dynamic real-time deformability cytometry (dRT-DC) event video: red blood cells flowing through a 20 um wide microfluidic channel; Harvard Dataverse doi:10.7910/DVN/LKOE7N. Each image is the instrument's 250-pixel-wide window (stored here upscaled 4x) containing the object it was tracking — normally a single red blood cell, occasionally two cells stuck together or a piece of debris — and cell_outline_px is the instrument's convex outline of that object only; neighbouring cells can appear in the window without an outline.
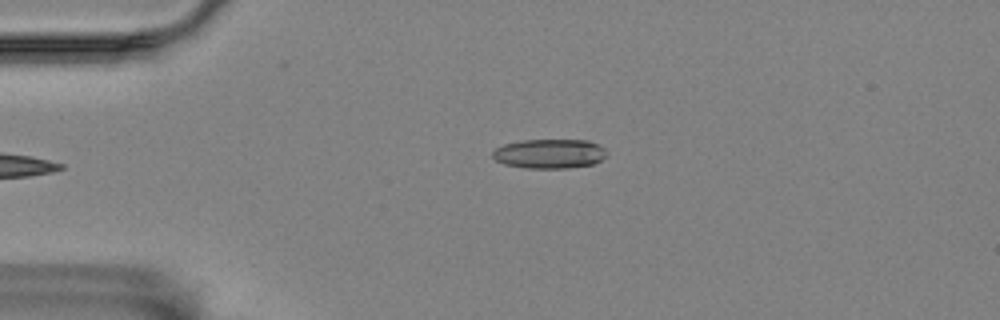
{"species": "Egyptian fruit bat (a non-hibernating species)", "species_latin": "Rousettus aegyptiacus", "temperature_condition": "room temperature", "stored_images_in_passage": 3, "camera_frame_rate_fps": 3000, "um_per_image_px": 0.085, "animal": {"sex": "female"}, "frame": {"image": 1, "passage_image": 3, "time_ms": 2.333, "image_size_px": [1000, 320], "cell_outline_px": [[608, 152], [600, 160], [592, 164], [568, 168], [524, 168], [504, 164], [496, 160], [492, 156], [492, 152], [496, 148], [504, 144], [520, 140], [588, 140], [600, 144]], "centroid_in_image_um": [46.7, 13.06], "position_along_channel_um": 38.3, "area_um2": 19.65}}